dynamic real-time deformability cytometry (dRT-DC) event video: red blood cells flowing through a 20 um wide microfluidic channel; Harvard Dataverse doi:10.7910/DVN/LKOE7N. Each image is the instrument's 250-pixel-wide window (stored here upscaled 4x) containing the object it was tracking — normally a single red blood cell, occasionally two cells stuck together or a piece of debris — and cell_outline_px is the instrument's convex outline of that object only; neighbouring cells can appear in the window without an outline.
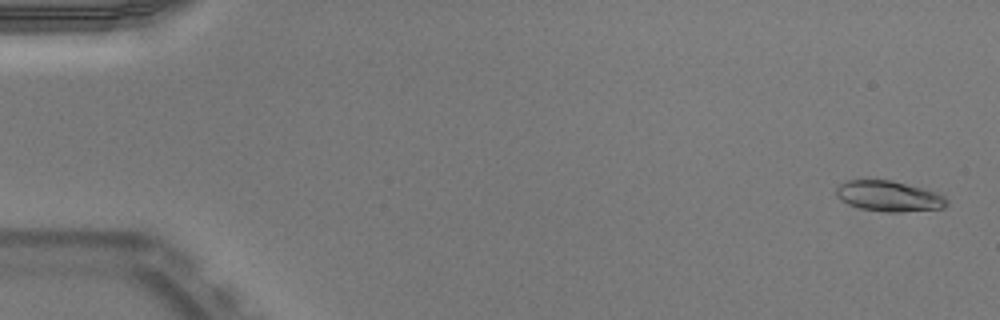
{"species": "Egyptian fruit bat (a non-hibernating species)", "species_latin": "Rousettus aegyptiacus", "temperature_condition": "warm", "stored_images_in_passage": 50, "camera_frame_rate_fps": 3000, "um_per_image_px": 0.085, "animal": {"sex": "male"}, "frame": {"image": 1, "passage_image": 2, "time_ms": 0.333, "image_size_px": [1000, 320], "cell_outline_px": [[948, 204], [944, 208], [900, 212], [884, 212], [860, 208], [848, 204], [840, 200], [836, 196], [836, 184], [844, 180], [892, 180], [936, 192], [944, 196], [948, 200]], "centroid_in_image_um": [75.51, 16.67], "position_along_channel_um": 9.5, "area_um2": 19.88}}
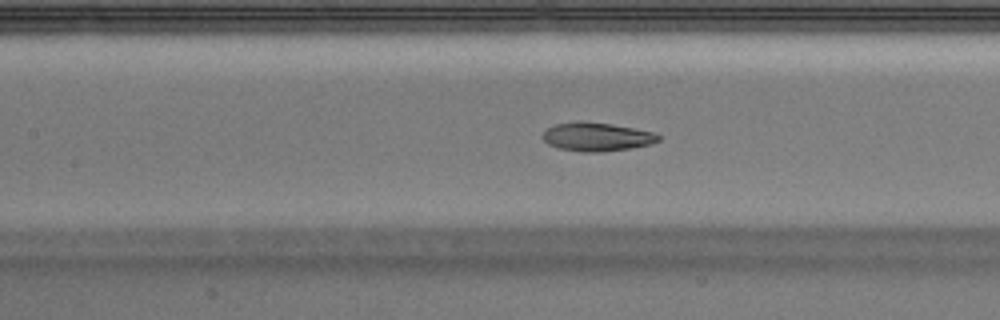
{"frame": {"image": 2, "passage_image": 24, "time_ms": 7.667, "image_size_px": [1000, 320], "cell_outline_px": [[660, 140], [648, 144], [628, 148], [600, 152], [580, 152], [560, 148], [548, 144], [540, 136], [548, 128], [556, 124], [576, 120], [580, 120], [612, 124], [656, 132], [660, 136]], "centroid_in_image_um": [50.7, 11.61], "position_along_channel_um": 156.7, "area_um2": 19.36}}
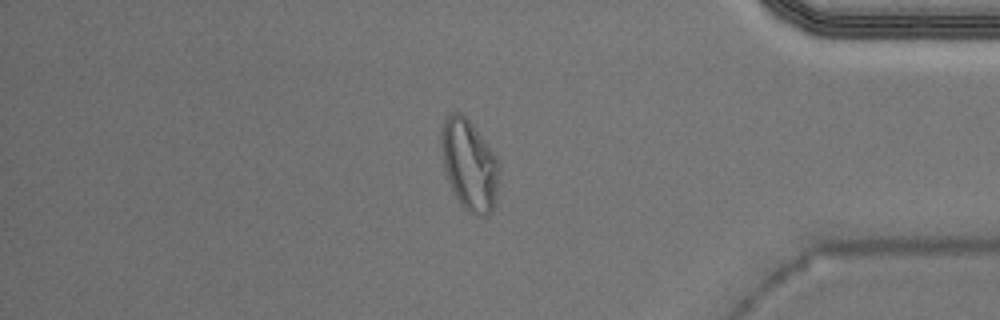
{"frame": {"image": 3, "passage_image": 44, "time_ms": 14.333, "image_size_px": [1000, 320], "cell_outline_px": [[500, 164], [496, 200], [492, 208], [484, 216], [472, 216], [460, 204], [448, 180], [444, 168], [440, 144], [440, 136], [444, 120], [452, 112], [460, 112], [472, 124], [496, 156]], "centroid_in_image_um": [39.89, 14.03], "position_along_channel_um": 395.3, "area_um2": 30.52}}